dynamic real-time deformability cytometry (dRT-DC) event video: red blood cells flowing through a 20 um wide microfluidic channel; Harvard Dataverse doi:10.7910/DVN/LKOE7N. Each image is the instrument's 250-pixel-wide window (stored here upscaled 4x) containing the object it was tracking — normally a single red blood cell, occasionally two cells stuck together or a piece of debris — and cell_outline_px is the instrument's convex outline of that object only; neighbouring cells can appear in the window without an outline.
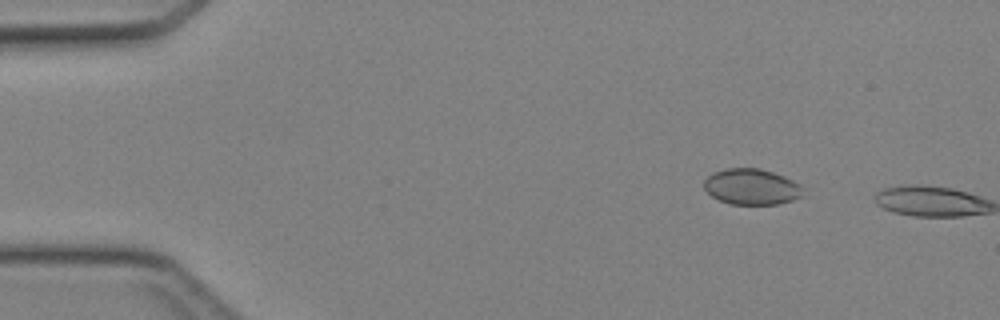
{"species": "Egyptian fruit bat (a non-hibernating species)", "species_latin": "Rousettus aegyptiacus", "temperature_condition": "cold", "stored_images_in_passage": 6, "camera_frame_rate_fps": 3000, "um_per_image_px": 0.085, "animal": {"sex": "female"}, "frame": {"image": 1, "passage_image": 5, "time_ms": 1.333, "image_size_px": [1000, 320], "cell_outline_px": [[804, 196], [780, 204], [732, 204], [720, 200], [712, 196], [704, 188], [704, 180], [712, 172], [728, 168], [760, 168], [784, 176], [800, 184], [804, 188]], "centroid_in_image_um": [63.92, 15.87], "position_along_channel_um": 21.1, "area_um2": 20.81}}